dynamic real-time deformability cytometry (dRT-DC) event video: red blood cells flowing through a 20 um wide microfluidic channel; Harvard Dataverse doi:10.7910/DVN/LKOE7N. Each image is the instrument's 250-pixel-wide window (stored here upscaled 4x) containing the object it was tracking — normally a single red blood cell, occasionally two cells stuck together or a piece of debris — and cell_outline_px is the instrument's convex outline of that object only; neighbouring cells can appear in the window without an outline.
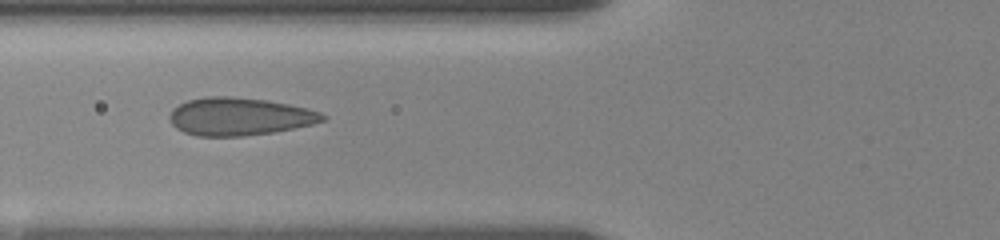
{"species": "human", "species_latin": "Homo sapiens", "temperature_condition": "room temperature", "stored_images_in_passage": 6, "camera_frame_rate_fps": 3000, "um_per_image_px": 0.085, "donor": {"sex": "female"}, "frame": {"image": 1, "passage_image": 2, "time_ms": 1.0, "image_size_px": [1000, 240], "cell_outline_px": [[328, 120], [312, 124], [272, 132], [244, 136], [196, 136], [184, 132], [176, 128], [172, 124], [168, 116], [172, 108], [188, 100], [208, 96], [228, 96], [268, 100], [308, 108], [320, 112], [328, 116]], "centroid_in_image_um": [20.35, 9.9], "position_along_channel_um": 105.4, "area_um2": 33.81}}
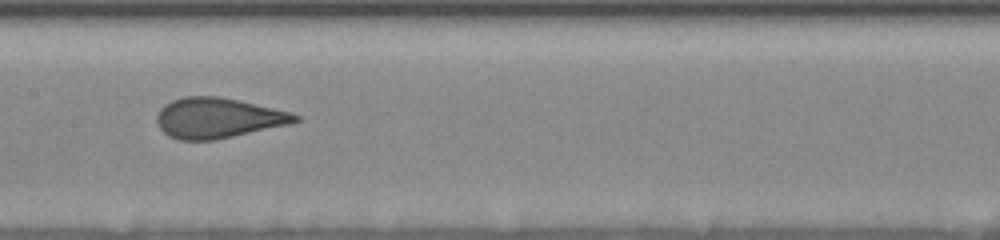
{"frame": {"image": 2, "passage_image": 4, "time_ms": 3.333, "image_size_px": [1000, 240], "cell_outline_px": [[300, 120], [292, 124], [216, 140], [176, 140], [168, 136], [156, 124], [156, 116], [160, 108], [164, 104], [172, 100], [184, 96], [220, 96], [240, 100], [292, 112], [300, 116]], "centroid_in_image_um": [18.53, 10.03], "position_along_channel_um": 188.9, "area_um2": 33.0}}
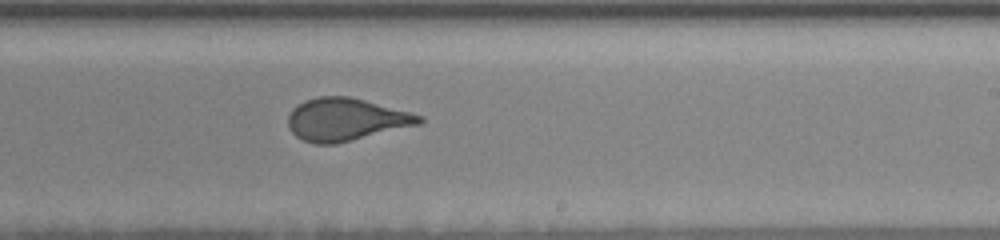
{"frame": {"image": 3, "passage_image": 6, "time_ms": 5.333, "image_size_px": [1000, 240], "cell_outline_px": [[424, 120], [420, 124], [336, 144], [316, 144], [304, 140], [296, 136], [288, 128], [288, 116], [292, 108], [304, 100], [320, 96], [348, 96], [364, 100], [424, 116]], "centroid_in_image_um": [29.37, 10.16], "position_along_channel_um": 259.6, "area_um2": 32.43}}